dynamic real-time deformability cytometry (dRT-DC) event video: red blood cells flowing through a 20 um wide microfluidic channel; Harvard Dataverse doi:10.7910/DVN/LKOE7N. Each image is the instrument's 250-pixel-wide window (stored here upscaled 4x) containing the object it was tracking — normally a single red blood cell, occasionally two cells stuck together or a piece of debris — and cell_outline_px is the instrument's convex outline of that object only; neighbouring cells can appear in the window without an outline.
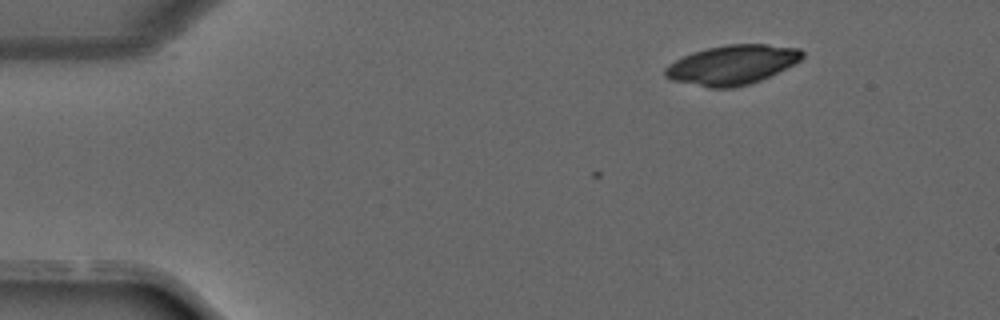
{"species": "common noctule bat (a hibernating species)", "species_latin": "Nyctalus noctula", "temperature_condition": "warm", "stored_images_in_passage": 6, "camera_frame_rate_fps": 3000, "um_per_image_px": 0.085, "animal": {"sex": "male", "forearm_length_mm": 52.5}, "frame": {"image": 1, "passage_image": 6, "time_ms": 1.667, "image_size_px": [1000, 320], "cell_outline_px": [[804, 56], [800, 60], [760, 80], [748, 84], [732, 88], [708, 88], [672, 80], [664, 76], [664, 68], [668, 64], [692, 52], [708, 48], [728, 44], [768, 44], [800, 48], [804, 52]], "centroid_in_image_um": [62.2, 5.5], "position_along_channel_um": 22.8, "area_um2": 31.39}}